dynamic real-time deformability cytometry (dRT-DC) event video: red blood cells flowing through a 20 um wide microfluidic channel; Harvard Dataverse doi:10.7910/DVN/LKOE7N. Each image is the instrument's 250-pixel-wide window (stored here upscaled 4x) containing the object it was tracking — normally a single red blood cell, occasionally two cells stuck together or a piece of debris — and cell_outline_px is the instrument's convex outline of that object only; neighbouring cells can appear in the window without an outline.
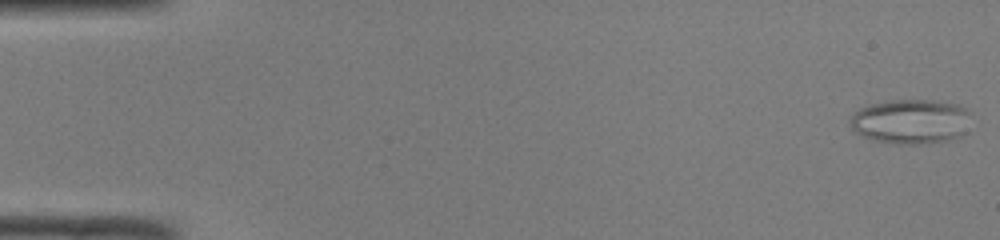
{"species": "common noctule bat (a hibernating species)", "species_latin": "Nyctalus noctula", "temperature_condition": "room temperature", "stored_images_in_passage": 50, "segment_of_instrument_passage": [1, 2], "camera_frame_rate_fps": 3000, "um_per_image_px": 0.085, "animal": {"sex": "male", "body_mass_g": 19.0, "forearm_length_mm": 50.8}, "frame": {"image": 1, "passage_image": 1, "time_ms": 0.0, "image_size_px": [1000, 240], "cell_outline_px": [[972, 112], [968, 132], [960, 136], [948, 140], [916, 144], [896, 144], [872, 140], [856, 132], [848, 124], [852, 116], [860, 108], [872, 104], [892, 100], [932, 100], [960, 104]], "centroid_in_image_um": [77.49, 10.32], "position_along_channel_um": 7.5, "area_um2": 31.85}}